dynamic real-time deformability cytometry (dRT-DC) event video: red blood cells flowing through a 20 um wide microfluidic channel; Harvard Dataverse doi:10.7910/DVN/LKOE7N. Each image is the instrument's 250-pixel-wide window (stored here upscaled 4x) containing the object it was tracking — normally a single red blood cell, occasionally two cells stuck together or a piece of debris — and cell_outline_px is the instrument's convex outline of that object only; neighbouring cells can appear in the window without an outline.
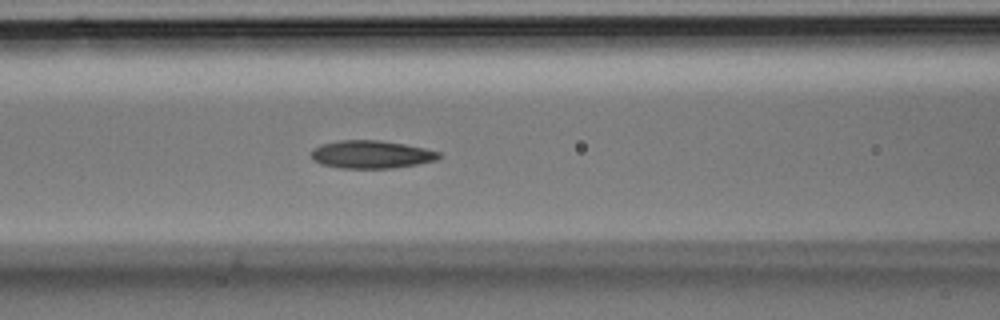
{"species": "Egyptian fruit bat (a non-hibernating species)", "species_latin": "Rousettus aegyptiacus", "temperature_condition": "room temperature", "stored_images_in_passage": 25, "camera_frame_rate_fps": 3000, "um_per_image_px": 0.085, "animal": {"sex": "male"}, "frame": {"image": 1, "passage_image": 4, "time_ms": 1.0, "image_size_px": [1000, 320], "cell_outline_px": [[440, 156], [436, 160], [416, 164], [392, 168], [340, 168], [320, 164], [312, 160], [312, 148], [320, 144], [340, 140], [380, 140], [404, 144], [424, 148], [440, 152]], "centroid_in_image_um": [31.51, 13.12], "position_along_channel_um": 135.1, "area_um2": 20.75}}
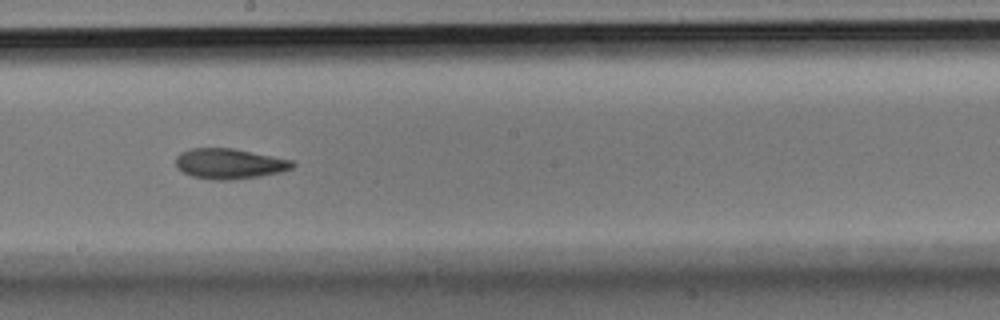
{"frame": {"image": 2, "passage_image": 9, "time_ms": 2.667, "image_size_px": [1000, 320], "cell_outline_px": [[296, 164], [292, 168], [280, 172], [260, 176], [232, 180], [212, 180], [192, 176], [176, 168], [176, 156], [180, 152], [188, 148], [232, 148], [292, 160]], "centroid_in_image_um": [19.47, 13.91], "position_along_channel_um": 228.7, "area_um2": 20.69}}
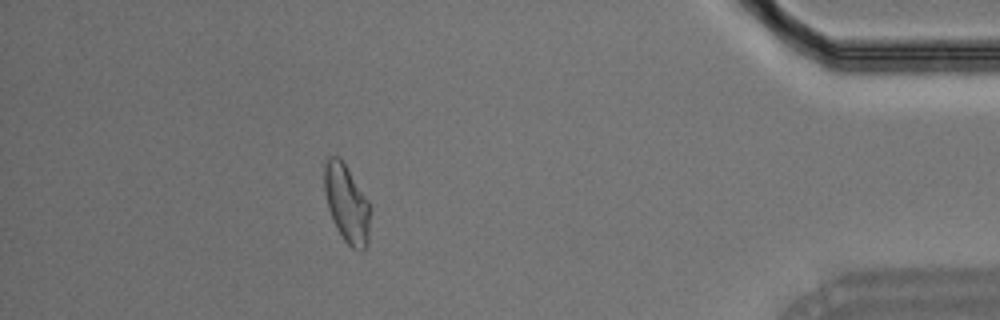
{"frame": {"image": 3, "passage_image": 21, "time_ms": 6.667, "image_size_px": [1000, 320], "cell_outline_px": [[368, 244], [364, 252], [360, 252], [352, 248], [344, 240], [336, 228], [328, 208], [324, 188], [324, 164], [328, 156], [336, 156], [344, 164], [368, 200]], "centroid_in_image_um": [29.44, 17.34], "position_along_channel_um": 405.8, "area_um2": 20.4}}